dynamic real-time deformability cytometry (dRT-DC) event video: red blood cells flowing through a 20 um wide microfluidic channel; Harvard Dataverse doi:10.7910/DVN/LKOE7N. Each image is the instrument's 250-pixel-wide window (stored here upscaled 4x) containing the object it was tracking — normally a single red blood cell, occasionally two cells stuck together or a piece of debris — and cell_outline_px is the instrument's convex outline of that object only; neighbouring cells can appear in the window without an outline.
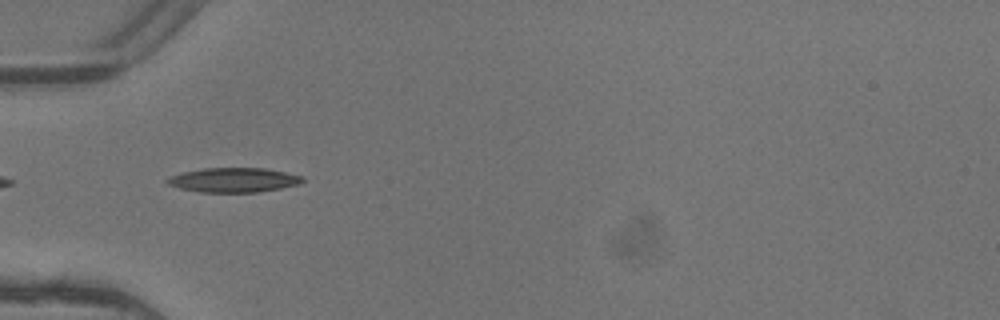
{"species": "common noctule bat (a hibernating species)", "species_latin": "Nyctalus noctula", "temperature_condition": "warm", "stored_images_in_passage": 4, "camera_frame_rate_fps": 3000, "um_per_image_px": 0.085, "animal": {"sex": "female"}, "frame": {"image": 1, "passage_image": 3, "time_ms": 0.667, "image_size_px": [1000, 320], "cell_outline_px": [[304, 180], [300, 184], [280, 188], [256, 192], [200, 192], [180, 188], [168, 184], [164, 180], [172, 176], [184, 172], [204, 168], [264, 168], [304, 176]], "centroid_in_image_um": [19.88, 15.3], "position_along_channel_um": 65.1, "area_um2": 19.13}}
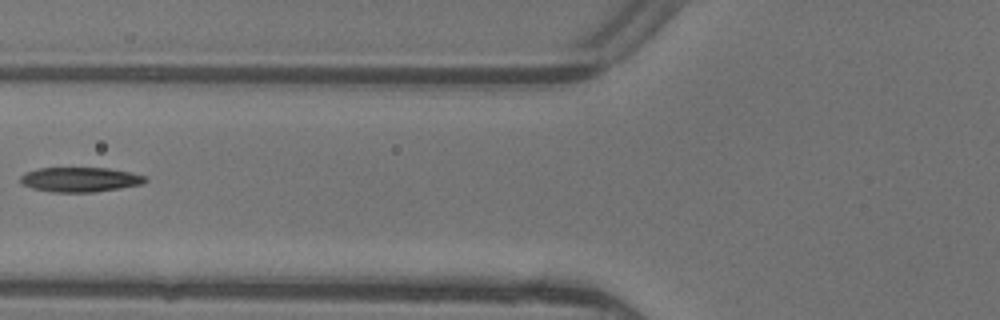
{"frame": {"image": 2, "passage_image": 4, "time_ms": 1.0, "image_size_px": [1000, 320], "cell_outline_px": [[148, 180], [144, 184], [96, 192], [52, 192], [32, 188], [24, 184], [20, 180], [20, 176], [24, 172], [40, 168], [108, 168], [132, 172], [144, 176]], "centroid_in_image_um": [6.83, 15.26], "position_along_channel_um": 119.0, "area_um2": 18.03}}